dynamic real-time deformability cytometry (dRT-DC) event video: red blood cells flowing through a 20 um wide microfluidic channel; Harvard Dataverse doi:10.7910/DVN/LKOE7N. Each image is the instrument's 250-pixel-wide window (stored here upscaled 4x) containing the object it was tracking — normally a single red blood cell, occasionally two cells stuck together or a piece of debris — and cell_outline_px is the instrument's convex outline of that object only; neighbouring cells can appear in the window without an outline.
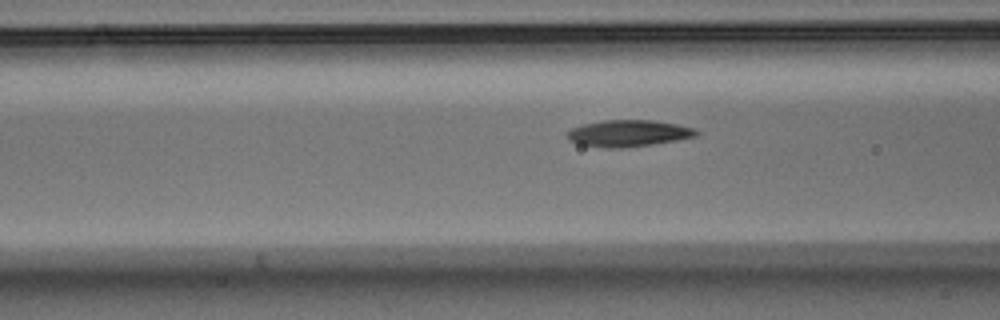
{"species": "Egyptian fruit bat (a non-hibernating species)", "species_latin": "Rousettus aegyptiacus", "temperature_condition": "warm", "stored_images_in_passage": 23, "camera_frame_rate_fps": 3000, "um_per_image_px": 0.085, "animal": {"sex": "male"}, "frame": {"image": 1, "passage_image": 17, "time_ms": 5.333, "image_size_px": [1000, 320], "cell_outline_px": [[700, 132], [696, 136], [676, 140], [652, 144], [620, 148], [608, 148], [580, 144], [568, 140], [568, 132], [572, 128], [584, 124], [604, 120], [652, 120], [676, 124], [696, 128]], "centroid_in_image_um": [53.44, 11.32], "position_along_channel_um": 113.2, "area_um2": 19.83}}
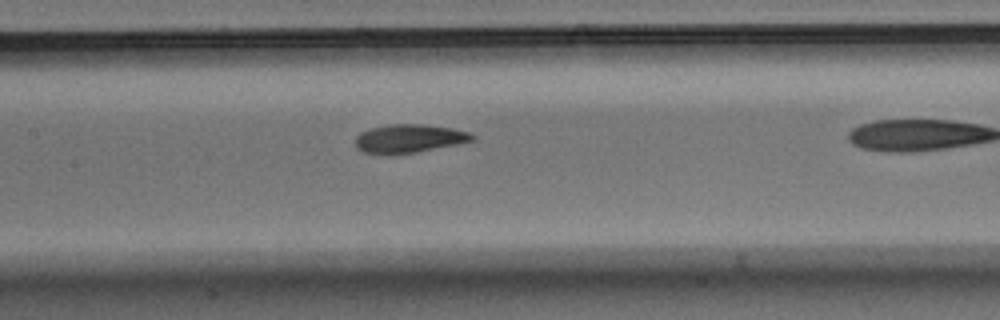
{"frame": {"image": 2, "passage_image": 22, "time_ms": 7.0, "image_size_px": [1000, 320], "cell_outline_px": [[476, 140], [416, 152], [364, 152], [356, 148], [356, 136], [360, 132], [372, 128], [388, 124], [424, 124], [452, 128], [468, 132], [476, 136]], "centroid_in_image_um": [34.82, 11.74], "position_along_channel_um": 172.6, "area_um2": 18.84}}